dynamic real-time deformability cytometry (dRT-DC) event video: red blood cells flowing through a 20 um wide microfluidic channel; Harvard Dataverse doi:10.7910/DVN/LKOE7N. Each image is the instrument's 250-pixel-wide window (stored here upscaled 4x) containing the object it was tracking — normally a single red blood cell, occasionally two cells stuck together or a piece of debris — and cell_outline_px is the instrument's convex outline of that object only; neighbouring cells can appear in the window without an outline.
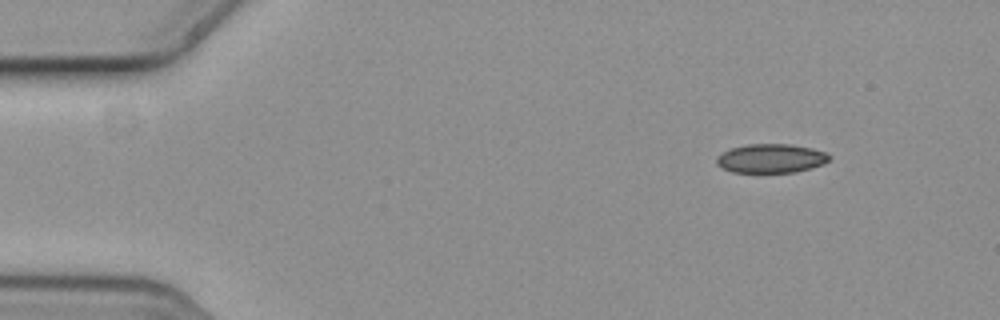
{"species": "common noctule bat (a hibernating species)", "species_latin": "Nyctalus noctula", "temperature_condition": "cold", "stored_images_in_passage": 3, "camera_frame_rate_fps": 3000, "um_per_image_px": 0.085, "animal": {"sex": "female", "body_mass_g": 19.3, "forearm_length_mm": 54.1}, "frame": {"image": 1, "passage_image": 1, "time_ms": 0.0, "image_size_px": [1000, 320], "cell_outline_px": [[832, 156], [824, 164], [812, 168], [796, 172], [732, 172], [716, 164], [716, 156], [720, 152], [728, 148], [748, 144], [792, 144], [812, 148], [828, 152]], "centroid_in_image_um": [65.54, 13.45], "position_along_channel_um": 19.5, "area_um2": 19.36}}
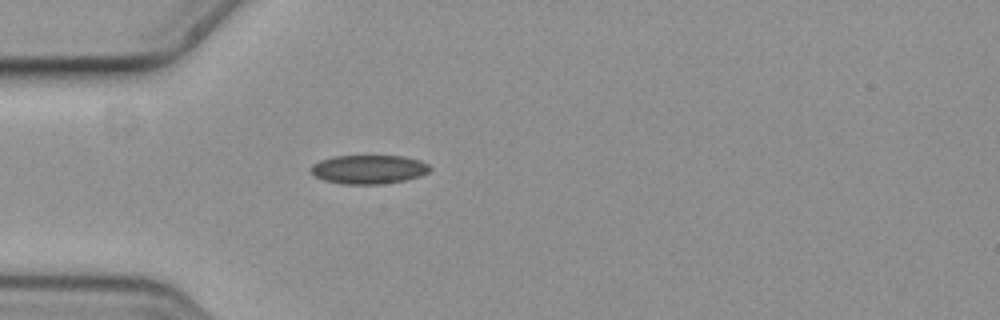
{"frame": {"image": 2, "passage_image": 3, "time_ms": 0.667, "image_size_px": [1000, 320], "cell_outline_px": [[432, 168], [428, 172], [420, 176], [404, 180], [380, 184], [344, 184], [324, 180], [316, 176], [312, 172], [312, 164], [320, 160], [332, 156], [404, 156], [420, 160], [428, 164]], "centroid_in_image_um": [31.36, 14.39], "position_along_channel_um": 53.6, "area_um2": 19.94}}